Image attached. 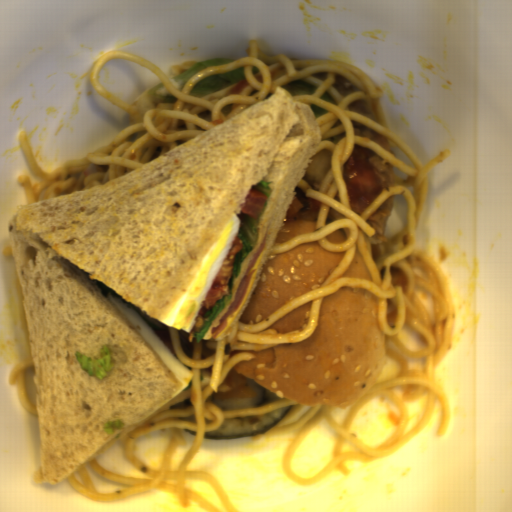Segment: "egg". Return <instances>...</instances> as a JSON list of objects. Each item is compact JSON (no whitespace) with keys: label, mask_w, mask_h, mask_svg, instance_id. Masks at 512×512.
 Here are the masks:
<instances>
[{"label":"egg","mask_w":512,"mask_h":512,"mask_svg":"<svg viewBox=\"0 0 512 512\" xmlns=\"http://www.w3.org/2000/svg\"><path fill=\"white\" fill-rule=\"evenodd\" d=\"M240 225V217L234 214L202 258L186 293L169 310L162 322L178 331L191 332L203 300L224 262Z\"/></svg>","instance_id":"d2b9013d"},{"label":"egg","mask_w":512,"mask_h":512,"mask_svg":"<svg viewBox=\"0 0 512 512\" xmlns=\"http://www.w3.org/2000/svg\"><path fill=\"white\" fill-rule=\"evenodd\" d=\"M105 298L108 301H110L115 307H117L128 318V320L138 329V331L143 335V337L148 341V343L163 359V361L167 364V366L170 368V370L173 372V374L176 376V378L182 385L178 392H176L171 397L166 399L156 410L152 412L154 413L187 388V386L190 384L194 376L193 371L190 370L187 366H185L170 351V349L165 345V343L146 324V322L139 316V314L127 303H125L124 301H122L121 299H119L118 297L109 292Z\"/></svg>","instance_id":"2799bb9f"}]
</instances>
